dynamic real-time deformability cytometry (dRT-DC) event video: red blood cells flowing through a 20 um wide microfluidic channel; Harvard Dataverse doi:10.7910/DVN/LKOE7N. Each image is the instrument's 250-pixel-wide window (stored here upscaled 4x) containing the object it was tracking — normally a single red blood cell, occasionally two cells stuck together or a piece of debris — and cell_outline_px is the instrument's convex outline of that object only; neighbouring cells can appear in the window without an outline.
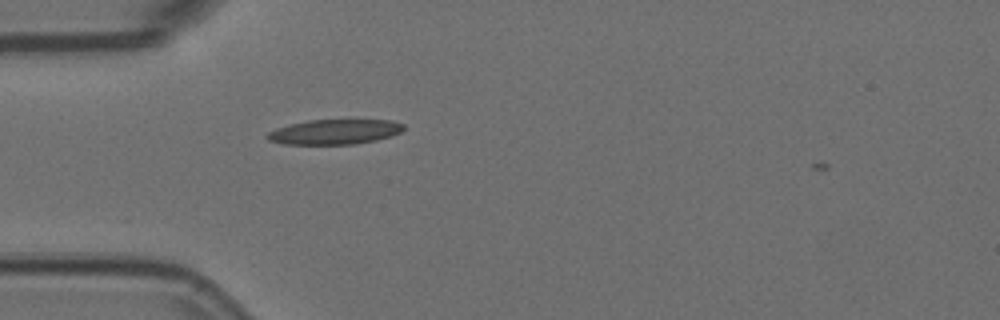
{"species": "Egyptian fruit bat (a non-hibernating species)", "species_latin": "Rousettus aegyptiacus", "temperature_condition": "room temperature", "stored_images_in_passage": 1, "camera_frame_rate_fps": 3000, "um_per_image_px": 0.085, "animal": {"sex": "female"}, "frame": {"image": 1, "passage_image": 1, "time_ms": 0.0, "image_size_px": [1000, 320], "cell_outline_px": [[404, 128], [400, 132], [376, 140], [352, 144], [284, 144], [268, 140], [264, 136], [268, 132], [276, 128], [308, 120], [392, 120], [404, 124]], "centroid_in_image_um": [28.41, 11.2], "position_along_channel_um": 56.6, "area_um2": 19.65}}